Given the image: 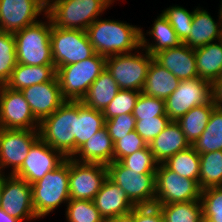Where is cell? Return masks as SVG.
Instances as JSON below:
<instances>
[{"instance_id":"cell-1","label":"cell","mask_w":222,"mask_h":222,"mask_svg":"<svg viewBox=\"0 0 222 222\" xmlns=\"http://www.w3.org/2000/svg\"><path fill=\"white\" fill-rule=\"evenodd\" d=\"M86 33L95 53L106 58L141 47V28L121 21L97 18Z\"/></svg>"},{"instance_id":"cell-2","label":"cell","mask_w":222,"mask_h":222,"mask_svg":"<svg viewBox=\"0 0 222 222\" xmlns=\"http://www.w3.org/2000/svg\"><path fill=\"white\" fill-rule=\"evenodd\" d=\"M78 101L66 100L39 124V137L66 158L76 152V119Z\"/></svg>"},{"instance_id":"cell-3","label":"cell","mask_w":222,"mask_h":222,"mask_svg":"<svg viewBox=\"0 0 222 222\" xmlns=\"http://www.w3.org/2000/svg\"><path fill=\"white\" fill-rule=\"evenodd\" d=\"M38 21L14 33L17 63L24 65H54L51 50V19ZM47 22V23H46Z\"/></svg>"},{"instance_id":"cell-4","label":"cell","mask_w":222,"mask_h":222,"mask_svg":"<svg viewBox=\"0 0 222 222\" xmlns=\"http://www.w3.org/2000/svg\"><path fill=\"white\" fill-rule=\"evenodd\" d=\"M106 69V57L95 53L78 63L58 67L56 77L65 100L81 101L91 84Z\"/></svg>"},{"instance_id":"cell-5","label":"cell","mask_w":222,"mask_h":222,"mask_svg":"<svg viewBox=\"0 0 222 222\" xmlns=\"http://www.w3.org/2000/svg\"><path fill=\"white\" fill-rule=\"evenodd\" d=\"M69 173L70 158H66L56 169L31 185L34 211L38 218L50 214L62 203H68Z\"/></svg>"},{"instance_id":"cell-6","label":"cell","mask_w":222,"mask_h":222,"mask_svg":"<svg viewBox=\"0 0 222 222\" xmlns=\"http://www.w3.org/2000/svg\"><path fill=\"white\" fill-rule=\"evenodd\" d=\"M112 3L114 0H60L46 15L55 27L86 31Z\"/></svg>"},{"instance_id":"cell-7","label":"cell","mask_w":222,"mask_h":222,"mask_svg":"<svg viewBox=\"0 0 222 222\" xmlns=\"http://www.w3.org/2000/svg\"><path fill=\"white\" fill-rule=\"evenodd\" d=\"M118 54L106 58V70L117 82L119 89L142 92L145 85L148 68L154 58L146 50L139 53ZM145 53V54H143Z\"/></svg>"},{"instance_id":"cell-8","label":"cell","mask_w":222,"mask_h":222,"mask_svg":"<svg viewBox=\"0 0 222 222\" xmlns=\"http://www.w3.org/2000/svg\"><path fill=\"white\" fill-rule=\"evenodd\" d=\"M50 41L55 69L78 63L95 54L86 31L64 29L52 25Z\"/></svg>"},{"instance_id":"cell-9","label":"cell","mask_w":222,"mask_h":222,"mask_svg":"<svg viewBox=\"0 0 222 222\" xmlns=\"http://www.w3.org/2000/svg\"><path fill=\"white\" fill-rule=\"evenodd\" d=\"M108 177L121 187L135 206L155 205V174H141L129 170L120 161L107 165Z\"/></svg>"},{"instance_id":"cell-10","label":"cell","mask_w":222,"mask_h":222,"mask_svg":"<svg viewBox=\"0 0 222 222\" xmlns=\"http://www.w3.org/2000/svg\"><path fill=\"white\" fill-rule=\"evenodd\" d=\"M212 100V83L199 77L181 80L165 100V111L171 121H177L190 109Z\"/></svg>"},{"instance_id":"cell-11","label":"cell","mask_w":222,"mask_h":222,"mask_svg":"<svg viewBox=\"0 0 222 222\" xmlns=\"http://www.w3.org/2000/svg\"><path fill=\"white\" fill-rule=\"evenodd\" d=\"M155 205L200 200L201 189L196 180L179 176L163 163L158 164L156 173Z\"/></svg>"},{"instance_id":"cell-12","label":"cell","mask_w":222,"mask_h":222,"mask_svg":"<svg viewBox=\"0 0 222 222\" xmlns=\"http://www.w3.org/2000/svg\"><path fill=\"white\" fill-rule=\"evenodd\" d=\"M39 124L22 92L0 85V128L39 130Z\"/></svg>"},{"instance_id":"cell-13","label":"cell","mask_w":222,"mask_h":222,"mask_svg":"<svg viewBox=\"0 0 222 222\" xmlns=\"http://www.w3.org/2000/svg\"><path fill=\"white\" fill-rule=\"evenodd\" d=\"M107 177V165L81 163L70 158V199L93 201Z\"/></svg>"},{"instance_id":"cell-14","label":"cell","mask_w":222,"mask_h":222,"mask_svg":"<svg viewBox=\"0 0 222 222\" xmlns=\"http://www.w3.org/2000/svg\"><path fill=\"white\" fill-rule=\"evenodd\" d=\"M32 186L12 174L2 175L1 208L12 217L22 221L36 220Z\"/></svg>"},{"instance_id":"cell-15","label":"cell","mask_w":222,"mask_h":222,"mask_svg":"<svg viewBox=\"0 0 222 222\" xmlns=\"http://www.w3.org/2000/svg\"><path fill=\"white\" fill-rule=\"evenodd\" d=\"M65 160L66 157L60 151L53 149L39 137L30 147L22 166L13 175L32 185Z\"/></svg>"},{"instance_id":"cell-16","label":"cell","mask_w":222,"mask_h":222,"mask_svg":"<svg viewBox=\"0 0 222 222\" xmlns=\"http://www.w3.org/2000/svg\"><path fill=\"white\" fill-rule=\"evenodd\" d=\"M39 138V130L0 128V175L4 168L14 174L23 164L32 144ZM8 166V167H7Z\"/></svg>"},{"instance_id":"cell-17","label":"cell","mask_w":222,"mask_h":222,"mask_svg":"<svg viewBox=\"0 0 222 222\" xmlns=\"http://www.w3.org/2000/svg\"><path fill=\"white\" fill-rule=\"evenodd\" d=\"M46 12L37 0H0V31L14 34L40 21L37 16Z\"/></svg>"},{"instance_id":"cell-18","label":"cell","mask_w":222,"mask_h":222,"mask_svg":"<svg viewBox=\"0 0 222 222\" xmlns=\"http://www.w3.org/2000/svg\"><path fill=\"white\" fill-rule=\"evenodd\" d=\"M34 117L41 122L54 113L66 100L62 97L57 77L21 90Z\"/></svg>"},{"instance_id":"cell-19","label":"cell","mask_w":222,"mask_h":222,"mask_svg":"<svg viewBox=\"0 0 222 222\" xmlns=\"http://www.w3.org/2000/svg\"><path fill=\"white\" fill-rule=\"evenodd\" d=\"M153 57L180 80L198 77L194 49L184 43L174 48L159 51Z\"/></svg>"},{"instance_id":"cell-20","label":"cell","mask_w":222,"mask_h":222,"mask_svg":"<svg viewBox=\"0 0 222 222\" xmlns=\"http://www.w3.org/2000/svg\"><path fill=\"white\" fill-rule=\"evenodd\" d=\"M93 201L105 220L129 214L135 207L125 191L109 177L103 182Z\"/></svg>"},{"instance_id":"cell-21","label":"cell","mask_w":222,"mask_h":222,"mask_svg":"<svg viewBox=\"0 0 222 222\" xmlns=\"http://www.w3.org/2000/svg\"><path fill=\"white\" fill-rule=\"evenodd\" d=\"M71 158L81 163L104 165L112 163L114 161V143L105 126L77 149Z\"/></svg>"},{"instance_id":"cell-22","label":"cell","mask_w":222,"mask_h":222,"mask_svg":"<svg viewBox=\"0 0 222 222\" xmlns=\"http://www.w3.org/2000/svg\"><path fill=\"white\" fill-rule=\"evenodd\" d=\"M218 20L216 23L208 11L197 7L194 9L191 33L183 43L196 49L221 40L222 20L220 17Z\"/></svg>"},{"instance_id":"cell-23","label":"cell","mask_w":222,"mask_h":222,"mask_svg":"<svg viewBox=\"0 0 222 222\" xmlns=\"http://www.w3.org/2000/svg\"><path fill=\"white\" fill-rule=\"evenodd\" d=\"M190 146L176 121H170L166 128L149 144L150 150L159 164Z\"/></svg>"},{"instance_id":"cell-24","label":"cell","mask_w":222,"mask_h":222,"mask_svg":"<svg viewBox=\"0 0 222 222\" xmlns=\"http://www.w3.org/2000/svg\"><path fill=\"white\" fill-rule=\"evenodd\" d=\"M180 82V79L153 58L148 68L142 93L166 100L179 86Z\"/></svg>"},{"instance_id":"cell-25","label":"cell","mask_w":222,"mask_h":222,"mask_svg":"<svg viewBox=\"0 0 222 222\" xmlns=\"http://www.w3.org/2000/svg\"><path fill=\"white\" fill-rule=\"evenodd\" d=\"M152 29L147 32L149 36L154 40V43H149L145 38L144 32L141 29V49L146 50L150 55L154 56L159 51L174 48L179 46L182 41L178 38L175 30L170 25L166 17L161 13L157 16Z\"/></svg>"},{"instance_id":"cell-26","label":"cell","mask_w":222,"mask_h":222,"mask_svg":"<svg viewBox=\"0 0 222 222\" xmlns=\"http://www.w3.org/2000/svg\"><path fill=\"white\" fill-rule=\"evenodd\" d=\"M55 76L54 65L32 66L17 63L5 85L13 90L21 91L32 85L51 81Z\"/></svg>"},{"instance_id":"cell-27","label":"cell","mask_w":222,"mask_h":222,"mask_svg":"<svg viewBox=\"0 0 222 222\" xmlns=\"http://www.w3.org/2000/svg\"><path fill=\"white\" fill-rule=\"evenodd\" d=\"M198 77L213 83L222 75V39L194 49Z\"/></svg>"},{"instance_id":"cell-28","label":"cell","mask_w":222,"mask_h":222,"mask_svg":"<svg viewBox=\"0 0 222 222\" xmlns=\"http://www.w3.org/2000/svg\"><path fill=\"white\" fill-rule=\"evenodd\" d=\"M117 82L105 69L91 84L81 102L92 109L103 111L119 91Z\"/></svg>"},{"instance_id":"cell-29","label":"cell","mask_w":222,"mask_h":222,"mask_svg":"<svg viewBox=\"0 0 222 222\" xmlns=\"http://www.w3.org/2000/svg\"><path fill=\"white\" fill-rule=\"evenodd\" d=\"M216 106L211 100L208 104L194 107L176 122L184 133L186 140L192 145L204 132L210 115Z\"/></svg>"},{"instance_id":"cell-30","label":"cell","mask_w":222,"mask_h":222,"mask_svg":"<svg viewBox=\"0 0 222 222\" xmlns=\"http://www.w3.org/2000/svg\"><path fill=\"white\" fill-rule=\"evenodd\" d=\"M105 126L102 111L85 106L78 101V118L76 119V151L88 139Z\"/></svg>"},{"instance_id":"cell-31","label":"cell","mask_w":222,"mask_h":222,"mask_svg":"<svg viewBox=\"0 0 222 222\" xmlns=\"http://www.w3.org/2000/svg\"><path fill=\"white\" fill-rule=\"evenodd\" d=\"M191 147L198 154L222 150V108L213 109L204 132Z\"/></svg>"},{"instance_id":"cell-32","label":"cell","mask_w":222,"mask_h":222,"mask_svg":"<svg viewBox=\"0 0 222 222\" xmlns=\"http://www.w3.org/2000/svg\"><path fill=\"white\" fill-rule=\"evenodd\" d=\"M164 222H203L201 200L157 205Z\"/></svg>"},{"instance_id":"cell-33","label":"cell","mask_w":222,"mask_h":222,"mask_svg":"<svg viewBox=\"0 0 222 222\" xmlns=\"http://www.w3.org/2000/svg\"><path fill=\"white\" fill-rule=\"evenodd\" d=\"M163 164L179 176L196 180L199 184L200 155L191 146L186 150L177 152Z\"/></svg>"},{"instance_id":"cell-34","label":"cell","mask_w":222,"mask_h":222,"mask_svg":"<svg viewBox=\"0 0 222 222\" xmlns=\"http://www.w3.org/2000/svg\"><path fill=\"white\" fill-rule=\"evenodd\" d=\"M200 155L199 187L201 190L222 186V150Z\"/></svg>"},{"instance_id":"cell-35","label":"cell","mask_w":222,"mask_h":222,"mask_svg":"<svg viewBox=\"0 0 222 222\" xmlns=\"http://www.w3.org/2000/svg\"><path fill=\"white\" fill-rule=\"evenodd\" d=\"M17 65L13 33L0 31V85H5Z\"/></svg>"},{"instance_id":"cell-36","label":"cell","mask_w":222,"mask_h":222,"mask_svg":"<svg viewBox=\"0 0 222 222\" xmlns=\"http://www.w3.org/2000/svg\"><path fill=\"white\" fill-rule=\"evenodd\" d=\"M68 222H105L94 201L70 199L65 210Z\"/></svg>"},{"instance_id":"cell-37","label":"cell","mask_w":222,"mask_h":222,"mask_svg":"<svg viewBox=\"0 0 222 222\" xmlns=\"http://www.w3.org/2000/svg\"><path fill=\"white\" fill-rule=\"evenodd\" d=\"M140 91L120 89L114 99L102 111L104 119H112L122 114H132Z\"/></svg>"},{"instance_id":"cell-38","label":"cell","mask_w":222,"mask_h":222,"mask_svg":"<svg viewBox=\"0 0 222 222\" xmlns=\"http://www.w3.org/2000/svg\"><path fill=\"white\" fill-rule=\"evenodd\" d=\"M203 222H222V186L201 190Z\"/></svg>"},{"instance_id":"cell-39","label":"cell","mask_w":222,"mask_h":222,"mask_svg":"<svg viewBox=\"0 0 222 222\" xmlns=\"http://www.w3.org/2000/svg\"><path fill=\"white\" fill-rule=\"evenodd\" d=\"M162 14L166 17L183 43L191 33L194 10L190 12L184 7L175 5L163 10Z\"/></svg>"},{"instance_id":"cell-40","label":"cell","mask_w":222,"mask_h":222,"mask_svg":"<svg viewBox=\"0 0 222 222\" xmlns=\"http://www.w3.org/2000/svg\"><path fill=\"white\" fill-rule=\"evenodd\" d=\"M120 162L129 170H135L141 174H155L159 164L154 158L149 145L124 157Z\"/></svg>"},{"instance_id":"cell-41","label":"cell","mask_w":222,"mask_h":222,"mask_svg":"<svg viewBox=\"0 0 222 222\" xmlns=\"http://www.w3.org/2000/svg\"><path fill=\"white\" fill-rule=\"evenodd\" d=\"M132 115L136 120L142 118H153L167 115L165 111V100L140 93Z\"/></svg>"},{"instance_id":"cell-42","label":"cell","mask_w":222,"mask_h":222,"mask_svg":"<svg viewBox=\"0 0 222 222\" xmlns=\"http://www.w3.org/2000/svg\"><path fill=\"white\" fill-rule=\"evenodd\" d=\"M170 121L167 115L142 118V120H136L135 131L149 145L166 128Z\"/></svg>"},{"instance_id":"cell-43","label":"cell","mask_w":222,"mask_h":222,"mask_svg":"<svg viewBox=\"0 0 222 222\" xmlns=\"http://www.w3.org/2000/svg\"><path fill=\"white\" fill-rule=\"evenodd\" d=\"M147 146L143 138L135 131H131L114 143V161H121L124 157L133 154Z\"/></svg>"},{"instance_id":"cell-44","label":"cell","mask_w":222,"mask_h":222,"mask_svg":"<svg viewBox=\"0 0 222 222\" xmlns=\"http://www.w3.org/2000/svg\"><path fill=\"white\" fill-rule=\"evenodd\" d=\"M136 119L132 114L118 115L105 120V128L113 143L135 130Z\"/></svg>"},{"instance_id":"cell-45","label":"cell","mask_w":222,"mask_h":222,"mask_svg":"<svg viewBox=\"0 0 222 222\" xmlns=\"http://www.w3.org/2000/svg\"><path fill=\"white\" fill-rule=\"evenodd\" d=\"M134 222H164V219L157 205L135 206Z\"/></svg>"},{"instance_id":"cell-46","label":"cell","mask_w":222,"mask_h":222,"mask_svg":"<svg viewBox=\"0 0 222 222\" xmlns=\"http://www.w3.org/2000/svg\"><path fill=\"white\" fill-rule=\"evenodd\" d=\"M212 101L217 108H222V75L212 83Z\"/></svg>"},{"instance_id":"cell-47","label":"cell","mask_w":222,"mask_h":222,"mask_svg":"<svg viewBox=\"0 0 222 222\" xmlns=\"http://www.w3.org/2000/svg\"><path fill=\"white\" fill-rule=\"evenodd\" d=\"M105 222H134V209L129 214L107 219Z\"/></svg>"},{"instance_id":"cell-48","label":"cell","mask_w":222,"mask_h":222,"mask_svg":"<svg viewBox=\"0 0 222 222\" xmlns=\"http://www.w3.org/2000/svg\"><path fill=\"white\" fill-rule=\"evenodd\" d=\"M0 222H21V221L15 217H12L0 207Z\"/></svg>"},{"instance_id":"cell-49","label":"cell","mask_w":222,"mask_h":222,"mask_svg":"<svg viewBox=\"0 0 222 222\" xmlns=\"http://www.w3.org/2000/svg\"><path fill=\"white\" fill-rule=\"evenodd\" d=\"M40 5L46 10L48 11L53 5H55L57 2H59L60 0H37Z\"/></svg>"},{"instance_id":"cell-50","label":"cell","mask_w":222,"mask_h":222,"mask_svg":"<svg viewBox=\"0 0 222 222\" xmlns=\"http://www.w3.org/2000/svg\"><path fill=\"white\" fill-rule=\"evenodd\" d=\"M1 195H2V175H0V206H1Z\"/></svg>"},{"instance_id":"cell-51","label":"cell","mask_w":222,"mask_h":222,"mask_svg":"<svg viewBox=\"0 0 222 222\" xmlns=\"http://www.w3.org/2000/svg\"><path fill=\"white\" fill-rule=\"evenodd\" d=\"M218 14H219L218 16L220 17V19L222 20V1H221V6H220Z\"/></svg>"}]
</instances>
